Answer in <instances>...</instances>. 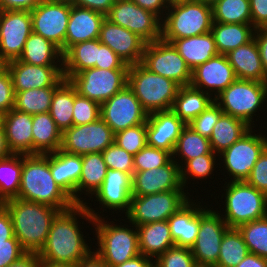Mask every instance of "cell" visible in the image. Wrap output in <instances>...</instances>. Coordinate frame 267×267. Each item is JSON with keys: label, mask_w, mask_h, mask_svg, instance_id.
<instances>
[{"label": "cell", "mask_w": 267, "mask_h": 267, "mask_svg": "<svg viewBox=\"0 0 267 267\" xmlns=\"http://www.w3.org/2000/svg\"><path fill=\"white\" fill-rule=\"evenodd\" d=\"M79 217L94 224V218L84 204H75L56 215L46 243L38 253L41 261L76 265L92 252L90 243H86V236L81 231Z\"/></svg>", "instance_id": "cell-1"}, {"label": "cell", "mask_w": 267, "mask_h": 267, "mask_svg": "<svg viewBox=\"0 0 267 267\" xmlns=\"http://www.w3.org/2000/svg\"><path fill=\"white\" fill-rule=\"evenodd\" d=\"M17 198L49 205L60 211L75 205L52 177L50 153L22 154L21 184Z\"/></svg>", "instance_id": "cell-2"}, {"label": "cell", "mask_w": 267, "mask_h": 267, "mask_svg": "<svg viewBox=\"0 0 267 267\" xmlns=\"http://www.w3.org/2000/svg\"><path fill=\"white\" fill-rule=\"evenodd\" d=\"M3 205L11 215L14 235L23 249L26 252L39 253L60 210L20 198L10 199Z\"/></svg>", "instance_id": "cell-3"}, {"label": "cell", "mask_w": 267, "mask_h": 267, "mask_svg": "<svg viewBox=\"0 0 267 267\" xmlns=\"http://www.w3.org/2000/svg\"><path fill=\"white\" fill-rule=\"evenodd\" d=\"M88 204L91 203H84L94 218L93 227L97 239L95 244L98 248L96 247L94 251L109 267L122 264L140 254L138 231L134 224L129 223L132 226L127 224L125 226L121 225L122 222L120 225L114 221L105 222V217L100 216L99 211L96 212ZM131 227L133 228L131 229Z\"/></svg>", "instance_id": "cell-4"}, {"label": "cell", "mask_w": 267, "mask_h": 267, "mask_svg": "<svg viewBox=\"0 0 267 267\" xmlns=\"http://www.w3.org/2000/svg\"><path fill=\"white\" fill-rule=\"evenodd\" d=\"M127 85L148 115L171 110L181 87L175 81L151 72L141 62L129 65Z\"/></svg>", "instance_id": "cell-5"}, {"label": "cell", "mask_w": 267, "mask_h": 267, "mask_svg": "<svg viewBox=\"0 0 267 267\" xmlns=\"http://www.w3.org/2000/svg\"><path fill=\"white\" fill-rule=\"evenodd\" d=\"M221 198L224 201L220 215L230 228L258 220L267 216V195L251 186L246 181L226 182Z\"/></svg>", "instance_id": "cell-6"}, {"label": "cell", "mask_w": 267, "mask_h": 267, "mask_svg": "<svg viewBox=\"0 0 267 267\" xmlns=\"http://www.w3.org/2000/svg\"><path fill=\"white\" fill-rule=\"evenodd\" d=\"M161 23V39H182L205 34L213 24L212 7L197 0L168 6Z\"/></svg>", "instance_id": "cell-7"}, {"label": "cell", "mask_w": 267, "mask_h": 267, "mask_svg": "<svg viewBox=\"0 0 267 267\" xmlns=\"http://www.w3.org/2000/svg\"><path fill=\"white\" fill-rule=\"evenodd\" d=\"M267 83L236 79L230 86L214 98V102L223 113L236 117L253 125L255 113L261 111L267 100ZM261 108V109H260ZM260 109V110H259ZM253 120V121H252Z\"/></svg>", "instance_id": "cell-8"}, {"label": "cell", "mask_w": 267, "mask_h": 267, "mask_svg": "<svg viewBox=\"0 0 267 267\" xmlns=\"http://www.w3.org/2000/svg\"><path fill=\"white\" fill-rule=\"evenodd\" d=\"M184 190H170L146 196H132L130 207L125 214L127 222L140 226L143 224L166 221L177 212L190 198Z\"/></svg>", "instance_id": "cell-9"}, {"label": "cell", "mask_w": 267, "mask_h": 267, "mask_svg": "<svg viewBox=\"0 0 267 267\" xmlns=\"http://www.w3.org/2000/svg\"><path fill=\"white\" fill-rule=\"evenodd\" d=\"M253 127L218 157L230 177V182L246 181L259 156L267 148V136L255 134ZM261 133V134H259ZM223 161V162H222ZM229 172V173H228Z\"/></svg>", "instance_id": "cell-10"}, {"label": "cell", "mask_w": 267, "mask_h": 267, "mask_svg": "<svg viewBox=\"0 0 267 267\" xmlns=\"http://www.w3.org/2000/svg\"><path fill=\"white\" fill-rule=\"evenodd\" d=\"M200 204V227L195 243L190 248L197 265L216 266L220 245L225 232L230 228L220 216V211Z\"/></svg>", "instance_id": "cell-11"}, {"label": "cell", "mask_w": 267, "mask_h": 267, "mask_svg": "<svg viewBox=\"0 0 267 267\" xmlns=\"http://www.w3.org/2000/svg\"><path fill=\"white\" fill-rule=\"evenodd\" d=\"M128 69L89 68L74 74L69 81L80 96L102 104L127 85Z\"/></svg>", "instance_id": "cell-12"}, {"label": "cell", "mask_w": 267, "mask_h": 267, "mask_svg": "<svg viewBox=\"0 0 267 267\" xmlns=\"http://www.w3.org/2000/svg\"><path fill=\"white\" fill-rule=\"evenodd\" d=\"M141 63L151 72L169 78L181 87L191 83V69L173 44L163 39L146 43Z\"/></svg>", "instance_id": "cell-13"}, {"label": "cell", "mask_w": 267, "mask_h": 267, "mask_svg": "<svg viewBox=\"0 0 267 267\" xmlns=\"http://www.w3.org/2000/svg\"><path fill=\"white\" fill-rule=\"evenodd\" d=\"M115 133L100 117L98 120L84 124L72 125L62 132L60 150L75 154L85 155L102 153L114 143Z\"/></svg>", "instance_id": "cell-14"}, {"label": "cell", "mask_w": 267, "mask_h": 267, "mask_svg": "<svg viewBox=\"0 0 267 267\" xmlns=\"http://www.w3.org/2000/svg\"><path fill=\"white\" fill-rule=\"evenodd\" d=\"M106 18L135 33L146 43L161 39L162 20L156 14L139 7L132 0L114 1Z\"/></svg>", "instance_id": "cell-15"}, {"label": "cell", "mask_w": 267, "mask_h": 267, "mask_svg": "<svg viewBox=\"0 0 267 267\" xmlns=\"http://www.w3.org/2000/svg\"><path fill=\"white\" fill-rule=\"evenodd\" d=\"M100 117L114 133L147 122L148 113L126 85L100 104Z\"/></svg>", "instance_id": "cell-16"}, {"label": "cell", "mask_w": 267, "mask_h": 267, "mask_svg": "<svg viewBox=\"0 0 267 267\" xmlns=\"http://www.w3.org/2000/svg\"><path fill=\"white\" fill-rule=\"evenodd\" d=\"M71 4L67 2L42 1L32 9V32L43 36L45 39L65 52V37Z\"/></svg>", "instance_id": "cell-17"}, {"label": "cell", "mask_w": 267, "mask_h": 267, "mask_svg": "<svg viewBox=\"0 0 267 267\" xmlns=\"http://www.w3.org/2000/svg\"><path fill=\"white\" fill-rule=\"evenodd\" d=\"M31 33L30 11H0V57L6 62L18 59Z\"/></svg>", "instance_id": "cell-18"}, {"label": "cell", "mask_w": 267, "mask_h": 267, "mask_svg": "<svg viewBox=\"0 0 267 267\" xmlns=\"http://www.w3.org/2000/svg\"><path fill=\"white\" fill-rule=\"evenodd\" d=\"M14 92L57 87L64 79L63 66H37L18 59L7 62Z\"/></svg>", "instance_id": "cell-19"}, {"label": "cell", "mask_w": 267, "mask_h": 267, "mask_svg": "<svg viewBox=\"0 0 267 267\" xmlns=\"http://www.w3.org/2000/svg\"><path fill=\"white\" fill-rule=\"evenodd\" d=\"M170 190H184L180 166L173 159L165 166L133 173L132 196H146Z\"/></svg>", "instance_id": "cell-20"}, {"label": "cell", "mask_w": 267, "mask_h": 267, "mask_svg": "<svg viewBox=\"0 0 267 267\" xmlns=\"http://www.w3.org/2000/svg\"><path fill=\"white\" fill-rule=\"evenodd\" d=\"M236 79L227 56L218 54L192 70L190 85L215 98Z\"/></svg>", "instance_id": "cell-21"}, {"label": "cell", "mask_w": 267, "mask_h": 267, "mask_svg": "<svg viewBox=\"0 0 267 267\" xmlns=\"http://www.w3.org/2000/svg\"><path fill=\"white\" fill-rule=\"evenodd\" d=\"M99 41L109 46L127 65L142 61L146 42L128 29L112 23L106 17L101 24Z\"/></svg>", "instance_id": "cell-22"}, {"label": "cell", "mask_w": 267, "mask_h": 267, "mask_svg": "<svg viewBox=\"0 0 267 267\" xmlns=\"http://www.w3.org/2000/svg\"><path fill=\"white\" fill-rule=\"evenodd\" d=\"M132 192V176L120 170L108 169L103 184L93 195L99 204L104 207L115 211H124L126 214L130 207ZM115 210V211H114Z\"/></svg>", "instance_id": "cell-23"}, {"label": "cell", "mask_w": 267, "mask_h": 267, "mask_svg": "<svg viewBox=\"0 0 267 267\" xmlns=\"http://www.w3.org/2000/svg\"><path fill=\"white\" fill-rule=\"evenodd\" d=\"M185 126L172 110L149 114L146 122L147 145L173 154L177 139Z\"/></svg>", "instance_id": "cell-24"}, {"label": "cell", "mask_w": 267, "mask_h": 267, "mask_svg": "<svg viewBox=\"0 0 267 267\" xmlns=\"http://www.w3.org/2000/svg\"><path fill=\"white\" fill-rule=\"evenodd\" d=\"M105 17L100 12L71 4L65 51L76 43L99 39L101 24Z\"/></svg>", "instance_id": "cell-25"}, {"label": "cell", "mask_w": 267, "mask_h": 267, "mask_svg": "<svg viewBox=\"0 0 267 267\" xmlns=\"http://www.w3.org/2000/svg\"><path fill=\"white\" fill-rule=\"evenodd\" d=\"M2 125L12 154H33L31 114L12 109L2 115Z\"/></svg>", "instance_id": "cell-26"}, {"label": "cell", "mask_w": 267, "mask_h": 267, "mask_svg": "<svg viewBox=\"0 0 267 267\" xmlns=\"http://www.w3.org/2000/svg\"><path fill=\"white\" fill-rule=\"evenodd\" d=\"M192 200L167 219L176 246L191 248L197 238L200 227V203Z\"/></svg>", "instance_id": "cell-27"}, {"label": "cell", "mask_w": 267, "mask_h": 267, "mask_svg": "<svg viewBox=\"0 0 267 267\" xmlns=\"http://www.w3.org/2000/svg\"><path fill=\"white\" fill-rule=\"evenodd\" d=\"M50 170L56 184L60 186L76 204V187L82 173V156L62 150L50 153Z\"/></svg>", "instance_id": "cell-28"}, {"label": "cell", "mask_w": 267, "mask_h": 267, "mask_svg": "<svg viewBox=\"0 0 267 267\" xmlns=\"http://www.w3.org/2000/svg\"><path fill=\"white\" fill-rule=\"evenodd\" d=\"M237 79L267 83L258 46L254 37L246 44L226 54Z\"/></svg>", "instance_id": "cell-29"}, {"label": "cell", "mask_w": 267, "mask_h": 267, "mask_svg": "<svg viewBox=\"0 0 267 267\" xmlns=\"http://www.w3.org/2000/svg\"><path fill=\"white\" fill-rule=\"evenodd\" d=\"M163 40L173 44L191 71L219 54L211 31L182 39Z\"/></svg>", "instance_id": "cell-30"}, {"label": "cell", "mask_w": 267, "mask_h": 267, "mask_svg": "<svg viewBox=\"0 0 267 267\" xmlns=\"http://www.w3.org/2000/svg\"><path fill=\"white\" fill-rule=\"evenodd\" d=\"M138 231L140 254L154 259L175 245L168 221H157L136 226Z\"/></svg>", "instance_id": "cell-31"}, {"label": "cell", "mask_w": 267, "mask_h": 267, "mask_svg": "<svg viewBox=\"0 0 267 267\" xmlns=\"http://www.w3.org/2000/svg\"><path fill=\"white\" fill-rule=\"evenodd\" d=\"M18 60L37 66H63V53L54 43L32 32Z\"/></svg>", "instance_id": "cell-32"}, {"label": "cell", "mask_w": 267, "mask_h": 267, "mask_svg": "<svg viewBox=\"0 0 267 267\" xmlns=\"http://www.w3.org/2000/svg\"><path fill=\"white\" fill-rule=\"evenodd\" d=\"M33 154L58 151L62 143V131L56 126L50 113L32 115Z\"/></svg>", "instance_id": "cell-33"}, {"label": "cell", "mask_w": 267, "mask_h": 267, "mask_svg": "<svg viewBox=\"0 0 267 267\" xmlns=\"http://www.w3.org/2000/svg\"><path fill=\"white\" fill-rule=\"evenodd\" d=\"M214 102V97L191 85L179 88L171 110L187 125Z\"/></svg>", "instance_id": "cell-34"}, {"label": "cell", "mask_w": 267, "mask_h": 267, "mask_svg": "<svg viewBox=\"0 0 267 267\" xmlns=\"http://www.w3.org/2000/svg\"><path fill=\"white\" fill-rule=\"evenodd\" d=\"M107 170L102 153L82 155V173L76 187V204L85 203L81 197L82 193L88 197L91 195L90 199L94 198L92 196L103 184Z\"/></svg>", "instance_id": "cell-35"}, {"label": "cell", "mask_w": 267, "mask_h": 267, "mask_svg": "<svg viewBox=\"0 0 267 267\" xmlns=\"http://www.w3.org/2000/svg\"><path fill=\"white\" fill-rule=\"evenodd\" d=\"M99 56V39L79 42L63 53V76L70 79L74 74L95 67Z\"/></svg>", "instance_id": "cell-36"}, {"label": "cell", "mask_w": 267, "mask_h": 267, "mask_svg": "<svg viewBox=\"0 0 267 267\" xmlns=\"http://www.w3.org/2000/svg\"><path fill=\"white\" fill-rule=\"evenodd\" d=\"M252 24L213 22L211 33L219 54L226 55L232 50L248 43L254 36Z\"/></svg>", "instance_id": "cell-37"}, {"label": "cell", "mask_w": 267, "mask_h": 267, "mask_svg": "<svg viewBox=\"0 0 267 267\" xmlns=\"http://www.w3.org/2000/svg\"><path fill=\"white\" fill-rule=\"evenodd\" d=\"M251 128L243 120L223 113L214 125L209 138L212 151L219 155L238 141Z\"/></svg>", "instance_id": "cell-38"}, {"label": "cell", "mask_w": 267, "mask_h": 267, "mask_svg": "<svg viewBox=\"0 0 267 267\" xmlns=\"http://www.w3.org/2000/svg\"><path fill=\"white\" fill-rule=\"evenodd\" d=\"M74 99L75 87L68 79H64L55 88L49 111L62 132L73 125Z\"/></svg>", "instance_id": "cell-39"}, {"label": "cell", "mask_w": 267, "mask_h": 267, "mask_svg": "<svg viewBox=\"0 0 267 267\" xmlns=\"http://www.w3.org/2000/svg\"><path fill=\"white\" fill-rule=\"evenodd\" d=\"M211 151L212 149L209 139L195 132L190 126L186 125L177 139L172 159L176 161L181 168L188 160L209 154Z\"/></svg>", "instance_id": "cell-40"}, {"label": "cell", "mask_w": 267, "mask_h": 267, "mask_svg": "<svg viewBox=\"0 0 267 267\" xmlns=\"http://www.w3.org/2000/svg\"><path fill=\"white\" fill-rule=\"evenodd\" d=\"M22 154L0 159V204L18 197L21 184Z\"/></svg>", "instance_id": "cell-41"}, {"label": "cell", "mask_w": 267, "mask_h": 267, "mask_svg": "<svg viewBox=\"0 0 267 267\" xmlns=\"http://www.w3.org/2000/svg\"><path fill=\"white\" fill-rule=\"evenodd\" d=\"M55 88L44 87L15 92L13 109L31 115L47 113L50 111Z\"/></svg>", "instance_id": "cell-42"}, {"label": "cell", "mask_w": 267, "mask_h": 267, "mask_svg": "<svg viewBox=\"0 0 267 267\" xmlns=\"http://www.w3.org/2000/svg\"><path fill=\"white\" fill-rule=\"evenodd\" d=\"M249 253L247 245L237 228H229L220 245V254L215 267H236Z\"/></svg>", "instance_id": "cell-43"}, {"label": "cell", "mask_w": 267, "mask_h": 267, "mask_svg": "<svg viewBox=\"0 0 267 267\" xmlns=\"http://www.w3.org/2000/svg\"><path fill=\"white\" fill-rule=\"evenodd\" d=\"M213 22L251 24L249 0H219L212 6Z\"/></svg>", "instance_id": "cell-44"}, {"label": "cell", "mask_w": 267, "mask_h": 267, "mask_svg": "<svg viewBox=\"0 0 267 267\" xmlns=\"http://www.w3.org/2000/svg\"><path fill=\"white\" fill-rule=\"evenodd\" d=\"M249 253L267 259V216L237 227Z\"/></svg>", "instance_id": "cell-45"}, {"label": "cell", "mask_w": 267, "mask_h": 267, "mask_svg": "<svg viewBox=\"0 0 267 267\" xmlns=\"http://www.w3.org/2000/svg\"><path fill=\"white\" fill-rule=\"evenodd\" d=\"M217 153L211 151L209 154H205L202 156L195 157L191 160H188L181 168V182L186 189V185L189 184L188 180H190L191 177L197 180H203L207 179L210 175L214 173V168L216 167V163L219 158ZM217 158V160H216ZM215 166V167H214ZM188 175V176H187ZM189 178V179H188ZM188 182V183H187Z\"/></svg>", "instance_id": "cell-46"}, {"label": "cell", "mask_w": 267, "mask_h": 267, "mask_svg": "<svg viewBox=\"0 0 267 267\" xmlns=\"http://www.w3.org/2000/svg\"><path fill=\"white\" fill-rule=\"evenodd\" d=\"M146 122L115 133L114 142L128 153L135 155L147 145Z\"/></svg>", "instance_id": "cell-47"}, {"label": "cell", "mask_w": 267, "mask_h": 267, "mask_svg": "<svg viewBox=\"0 0 267 267\" xmlns=\"http://www.w3.org/2000/svg\"><path fill=\"white\" fill-rule=\"evenodd\" d=\"M171 160L172 154L169 151L146 145L134 155V172L165 166Z\"/></svg>", "instance_id": "cell-48"}, {"label": "cell", "mask_w": 267, "mask_h": 267, "mask_svg": "<svg viewBox=\"0 0 267 267\" xmlns=\"http://www.w3.org/2000/svg\"><path fill=\"white\" fill-rule=\"evenodd\" d=\"M104 162L108 169L120 170L133 176L134 155L119 147L115 142L102 152Z\"/></svg>", "instance_id": "cell-49"}, {"label": "cell", "mask_w": 267, "mask_h": 267, "mask_svg": "<svg viewBox=\"0 0 267 267\" xmlns=\"http://www.w3.org/2000/svg\"><path fill=\"white\" fill-rule=\"evenodd\" d=\"M194 256L190 248L172 246L155 260V267H195Z\"/></svg>", "instance_id": "cell-50"}, {"label": "cell", "mask_w": 267, "mask_h": 267, "mask_svg": "<svg viewBox=\"0 0 267 267\" xmlns=\"http://www.w3.org/2000/svg\"><path fill=\"white\" fill-rule=\"evenodd\" d=\"M99 118L100 104L94 100L80 96L75 89L73 125L92 123Z\"/></svg>", "instance_id": "cell-51"}, {"label": "cell", "mask_w": 267, "mask_h": 267, "mask_svg": "<svg viewBox=\"0 0 267 267\" xmlns=\"http://www.w3.org/2000/svg\"><path fill=\"white\" fill-rule=\"evenodd\" d=\"M223 114L221 108L213 102L205 111L193 119L188 126L200 135L210 138L214 125Z\"/></svg>", "instance_id": "cell-52"}, {"label": "cell", "mask_w": 267, "mask_h": 267, "mask_svg": "<svg viewBox=\"0 0 267 267\" xmlns=\"http://www.w3.org/2000/svg\"><path fill=\"white\" fill-rule=\"evenodd\" d=\"M246 182L267 195V148L259 156Z\"/></svg>", "instance_id": "cell-53"}, {"label": "cell", "mask_w": 267, "mask_h": 267, "mask_svg": "<svg viewBox=\"0 0 267 267\" xmlns=\"http://www.w3.org/2000/svg\"><path fill=\"white\" fill-rule=\"evenodd\" d=\"M15 92L13 89L12 78L6 69L0 75V113L3 115L14 107Z\"/></svg>", "instance_id": "cell-54"}, {"label": "cell", "mask_w": 267, "mask_h": 267, "mask_svg": "<svg viewBox=\"0 0 267 267\" xmlns=\"http://www.w3.org/2000/svg\"><path fill=\"white\" fill-rule=\"evenodd\" d=\"M95 68L101 69H129V65L125 62L107 45L99 41V56Z\"/></svg>", "instance_id": "cell-55"}, {"label": "cell", "mask_w": 267, "mask_h": 267, "mask_svg": "<svg viewBox=\"0 0 267 267\" xmlns=\"http://www.w3.org/2000/svg\"><path fill=\"white\" fill-rule=\"evenodd\" d=\"M25 253L26 251L15 236L8 239L7 243H0V267H7Z\"/></svg>", "instance_id": "cell-56"}, {"label": "cell", "mask_w": 267, "mask_h": 267, "mask_svg": "<svg viewBox=\"0 0 267 267\" xmlns=\"http://www.w3.org/2000/svg\"><path fill=\"white\" fill-rule=\"evenodd\" d=\"M251 24L257 28H267V0H249Z\"/></svg>", "instance_id": "cell-57"}, {"label": "cell", "mask_w": 267, "mask_h": 267, "mask_svg": "<svg viewBox=\"0 0 267 267\" xmlns=\"http://www.w3.org/2000/svg\"><path fill=\"white\" fill-rule=\"evenodd\" d=\"M14 236L11 215L7 208L3 204H0V243H7V240Z\"/></svg>", "instance_id": "cell-58"}, {"label": "cell", "mask_w": 267, "mask_h": 267, "mask_svg": "<svg viewBox=\"0 0 267 267\" xmlns=\"http://www.w3.org/2000/svg\"><path fill=\"white\" fill-rule=\"evenodd\" d=\"M115 0H70V4L104 14L110 12Z\"/></svg>", "instance_id": "cell-59"}, {"label": "cell", "mask_w": 267, "mask_h": 267, "mask_svg": "<svg viewBox=\"0 0 267 267\" xmlns=\"http://www.w3.org/2000/svg\"><path fill=\"white\" fill-rule=\"evenodd\" d=\"M41 2L42 0H0V11H6V10L31 11Z\"/></svg>", "instance_id": "cell-60"}, {"label": "cell", "mask_w": 267, "mask_h": 267, "mask_svg": "<svg viewBox=\"0 0 267 267\" xmlns=\"http://www.w3.org/2000/svg\"><path fill=\"white\" fill-rule=\"evenodd\" d=\"M253 37L258 46L265 77L267 78V28L255 29Z\"/></svg>", "instance_id": "cell-61"}, {"label": "cell", "mask_w": 267, "mask_h": 267, "mask_svg": "<svg viewBox=\"0 0 267 267\" xmlns=\"http://www.w3.org/2000/svg\"><path fill=\"white\" fill-rule=\"evenodd\" d=\"M139 7L156 14L161 20L164 17L163 12L166 13L168 5L166 0H132Z\"/></svg>", "instance_id": "cell-62"}, {"label": "cell", "mask_w": 267, "mask_h": 267, "mask_svg": "<svg viewBox=\"0 0 267 267\" xmlns=\"http://www.w3.org/2000/svg\"><path fill=\"white\" fill-rule=\"evenodd\" d=\"M41 260L38 253L26 252L19 259L7 267H40Z\"/></svg>", "instance_id": "cell-63"}, {"label": "cell", "mask_w": 267, "mask_h": 267, "mask_svg": "<svg viewBox=\"0 0 267 267\" xmlns=\"http://www.w3.org/2000/svg\"><path fill=\"white\" fill-rule=\"evenodd\" d=\"M114 267H155V261L142 254Z\"/></svg>", "instance_id": "cell-64"}, {"label": "cell", "mask_w": 267, "mask_h": 267, "mask_svg": "<svg viewBox=\"0 0 267 267\" xmlns=\"http://www.w3.org/2000/svg\"><path fill=\"white\" fill-rule=\"evenodd\" d=\"M75 267H109L95 251H92L87 257L81 259Z\"/></svg>", "instance_id": "cell-65"}, {"label": "cell", "mask_w": 267, "mask_h": 267, "mask_svg": "<svg viewBox=\"0 0 267 267\" xmlns=\"http://www.w3.org/2000/svg\"><path fill=\"white\" fill-rule=\"evenodd\" d=\"M236 267H267V259L248 253Z\"/></svg>", "instance_id": "cell-66"}, {"label": "cell", "mask_w": 267, "mask_h": 267, "mask_svg": "<svg viewBox=\"0 0 267 267\" xmlns=\"http://www.w3.org/2000/svg\"><path fill=\"white\" fill-rule=\"evenodd\" d=\"M11 154L12 152L8 148L5 131L1 123L0 124V159L9 157Z\"/></svg>", "instance_id": "cell-67"}, {"label": "cell", "mask_w": 267, "mask_h": 267, "mask_svg": "<svg viewBox=\"0 0 267 267\" xmlns=\"http://www.w3.org/2000/svg\"><path fill=\"white\" fill-rule=\"evenodd\" d=\"M40 267H75L72 264L53 263L49 261H41Z\"/></svg>", "instance_id": "cell-68"}, {"label": "cell", "mask_w": 267, "mask_h": 267, "mask_svg": "<svg viewBox=\"0 0 267 267\" xmlns=\"http://www.w3.org/2000/svg\"><path fill=\"white\" fill-rule=\"evenodd\" d=\"M7 69V62L0 57V75Z\"/></svg>", "instance_id": "cell-69"}, {"label": "cell", "mask_w": 267, "mask_h": 267, "mask_svg": "<svg viewBox=\"0 0 267 267\" xmlns=\"http://www.w3.org/2000/svg\"><path fill=\"white\" fill-rule=\"evenodd\" d=\"M186 1H191V0H166V3L168 6L173 5V4H178Z\"/></svg>", "instance_id": "cell-70"}, {"label": "cell", "mask_w": 267, "mask_h": 267, "mask_svg": "<svg viewBox=\"0 0 267 267\" xmlns=\"http://www.w3.org/2000/svg\"><path fill=\"white\" fill-rule=\"evenodd\" d=\"M200 1L206 5L213 6L215 3H217L219 0H197Z\"/></svg>", "instance_id": "cell-71"}, {"label": "cell", "mask_w": 267, "mask_h": 267, "mask_svg": "<svg viewBox=\"0 0 267 267\" xmlns=\"http://www.w3.org/2000/svg\"><path fill=\"white\" fill-rule=\"evenodd\" d=\"M42 1H47V2H67V3H70V0H42Z\"/></svg>", "instance_id": "cell-72"}, {"label": "cell", "mask_w": 267, "mask_h": 267, "mask_svg": "<svg viewBox=\"0 0 267 267\" xmlns=\"http://www.w3.org/2000/svg\"><path fill=\"white\" fill-rule=\"evenodd\" d=\"M195 267H214V266L196 265Z\"/></svg>", "instance_id": "cell-73"}, {"label": "cell", "mask_w": 267, "mask_h": 267, "mask_svg": "<svg viewBox=\"0 0 267 267\" xmlns=\"http://www.w3.org/2000/svg\"><path fill=\"white\" fill-rule=\"evenodd\" d=\"M2 123V114L0 113V124Z\"/></svg>", "instance_id": "cell-74"}]
</instances>
